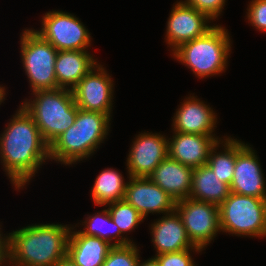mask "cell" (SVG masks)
Returning <instances> with one entry per match:
<instances>
[{
	"mask_svg": "<svg viewBox=\"0 0 266 266\" xmlns=\"http://www.w3.org/2000/svg\"><path fill=\"white\" fill-rule=\"evenodd\" d=\"M7 125L0 135L1 163L11 183L20 190L50 159V146L22 106Z\"/></svg>",
	"mask_w": 266,
	"mask_h": 266,
	"instance_id": "cell-1",
	"label": "cell"
},
{
	"mask_svg": "<svg viewBox=\"0 0 266 266\" xmlns=\"http://www.w3.org/2000/svg\"><path fill=\"white\" fill-rule=\"evenodd\" d=\"M71 227L35 224L9 233V265L55 266L67 255Z\"/></svg>",
	"mask_w": 266,
	"mask_h": 266,
	"instance_id": "cell-2",
	"label": "cell"
},
{
	"mask_svg": "<svg viewBox=\"0 0 266 266\" xmlns=\"http://www.w3.org/2000/svg\"><path fill=\"white\" fill-rule=\"evenodd\" d=\"M107 114L78 109L75 123L50 145V159L65 165L91 156L108 135Z\"/></svg>",
	"mask_w": 266,
	"mask_h": 266,
	"instance_id": "cell-3",
	"label": "cell"
},
{
	"mask_svg": "<svg viewBox=\"0 0 266 266\" xmlns=\"http://www.w3.org/2000/svg\"><path fill=\"white\" fill-rule=\"evenodd\" d=\"M34 99L22 103V107L33 118L43 139L50 146L61 134L75 123L78 107L72 90H37Z\"/></svg>",
	"mask_w": 266,
	"mask_h": 266,
	"instance_id": "cell-4",
	"label": "cell"
},
{
	"mask_svg": "<svg viewBox=\"0 0 266 266\" xmlns=\"http://www.w3.org/2000/svg\"><path fill=\"white\" fill-rule=\"evenodd\" d=\"M226 28L214 26L204 35L187 41L175 50L173 57L188 66L198 78L223 73L231 52V40Z\"/></svg>",
	"mask_w": 266,
	"mask_h": 266,
	"instance_id": "cell-5",
	"label": "cell"
},
{
	"mask_svg": "<svg viewBox=\"0 0 266 266\" xmlns=\"http://www.w3.org/2000/svg\"><path fill=\"white\" fill-rule=\"evenodd\" d=\"M222 232L237 236H266V198L231 192L219 205Z\"/></svg>",
	"mask_w": 266,
	"mask_h": 266,
	"instance_id": "cell-6",
	"label": "cell"
},
{
	"mask_svg": "<svg viewBox=\"0 0 266 266\" xmlns=\"http://www.w3.org/2000/svg\"><path fill=\"white\" fill-rule=\"evenodd\" d=\"M20 44L21 60L32 92L57 89L55 61L58 50L33 29L23 31Z\"/></svg>",
	"mask_w": 266,
	"mask_h": 266,
	"instance_id": "cell-7",
	"label": "cell"
},
{
	"mask_svg": "<svg viewBox=\"0 0 266 266\" xmlns=\"http://www.w3.org/2000/svg\"><path fill=\"white\" fill-rule=\"evenodd\" d=\"M175 210L181 216L191 242L202 250L221 231L219 206L215 204L189 197L176 202Z\"/></svg>",
	"mask_w": 266,
	"mask_h": 266,
	"instance_id": "cell-8",
	"label": "cell"
},
{
	"mask_svg": "<svg viewBox=\"0 0 266 266\" xmlns=\"http://www.w3.org/2000/svg\"><path fill=\"white\" fill-rule=\"evenodd\" d=\"M58 51L87 50L91 34L74 15L63 11L47 12L42 18L41 30H35Z\"/></svg>",
	"mask_w": 266,
	"mask_h": 266,
	"instance_id": "cell-9",
	"label": "cell"
},
{
	"mask_svg": "<svg viewBox=\"0 0 266 266\" xmlns=\"http://www.w3.org/2000/svg\"><path fill=\"white\" fill-rule=\"evenodd\" d=\"M113 82L104 67L96 64L72 89L75 104L79 109L111 117Z\"/></svg>",
	"mask_w": 266,
	"mask_h": 266,
	"instance_id": "cell-10",
	"label": "cell"
},
{
	"mask_svg": "<svg viewBox=\"0 0 266 266\" xmlns=\"http://www.w3.org/2000/svg\"><path fill=\"white\" fill-rule=\"evenodd\" d=\"M257 154L248 145L236 139V161L231 192L266 198V184Z\"/></svg>",
	"mask_w": 266,
	"mask_h": 266,
	"instance_id": "cell-11",
	"label": "cell"
},
{
	"mask_svg": "<svg viewBox=\"0 0 266 266\" xmlns=\"http://www.w3.org/2000/svg\"><path fill=\"white\" fill-rule=\"evenodd\" d=\"M167 156L168 139L164 135L138 134L126 160L128 176L148 177Z\"/></svg>",
	"mask_w": 266,
	"mask_h": 266,
	"instance_id": "cell-12",
	"label": "cell"
},
{
	"mask_svg": "<svg viewBox=\"0 0 266 266\" xmlns=\"http://www.w3.org/2000/svg\"><path fill=\"white\" fill-rule=\"evenodd\" d=\"M211 19L203 12L178 1L173 6L167 22L166 42L172 51L181 44L204 35L213 25L207 24Z\"/></svg>",
	"mask_w": 266,
	"mask_h": 266,
	"instance_id": "cell-13",
	"label": "cell"
},
{
	"mask_svg": "<svg viewBox=\"0 0 266 266\" xmlns=\"http://www.w3.org/2000/svg\"><path fill=\"white\" fill-rule=\"evenodd\" d=\"M124 200L144 218L149 213L169 214L175 211L176 201L148 177H128Z\"/></svg>",
	"mask_w": 266,
	"mask_h": 266,
	"instance_id": "cell-14",
	"label": "cell"
},
{
	"mask_svg": "<svg viewBox=\"0 0 266 266\" xmlns=\"http://www.w3.org/2000/svg\"><path fill=\"white\" fill-rule=\"evenodd\" d=\"M168 138V156L183 165L197 168L207 164L210 150L222 139L190 133H173ZM170 140V141H169Z\"/></svg>",
	"mask_w": 266,
	"mask_h": 266,
	"instance_id": "cell-15",
	"label": "cell"
},
{
	"mask_svg": "<svg viewBox=\"0 0 266 266\" xmlns=\"http://www.w3.org/2000/svg\"><path fill=\"white\" fill-rule=\"evenodd\" d=\"M152 242L158 254L194 249L201 252L188 237L181 216L175 210L151 224Z\"/></svg>",
	"mask_w": 266,
	"mask_h": 266,
	"instance_id": "cell-16",
	"label": "cell"
},
{
	"mask_svg": "<svg viewBox=\"0 0 266 266\" xmlns=\"http://www.w3.org/2000/svg\"><path fill=\"white\" fill-rule=\"evenodd\" d=\"M173 131L214 136L217 115L207 104L190 96L179 106L173 117Z\"/></svg>",
	"mask_w": 266,
	"mask_h": 266,
	"instance_id": "cell-17",
	"label": "cell"
},
{
	"mask_svg": "<svg viewBox=\"0 0 266 266\" xmlns=\"http://www.w3.org/2000/svg\"><path fill=\"white\" fill-rule=\"evenodd\" d=\"M193 170L167 156L148 178L178 202L190 197Z\"/></svg>",
	"mask_w": 266,
	"mask_h": 266,
	"instance_id": "cell-18",
	"label": "cell"
},
{
	"mask_svg": "<svg viewBox=\"0 0 266 266\" xmlns=\"http://www.w3.org/2000/svg\"><path fill=\"white\" fill-rule=\"evenodd\" d=\"M87 50L58 51L55 61L57 89L72 90L98 64Z\"/></svg>",
	"mask_w": 266,
	"mask_h": 266,
	"instance_id": "cell-19",
	"label": "cell"
},
{
	"mask_svg": "<svg viewBox=\"0 0 266 266\" xmlns=\"http://www.w3.org/2000/svg\"><path fill=\"white\" fill-rule=\"evenodd\" d=\"M74 228L70 230L67 256L78 266H102L113 245L96 236L85 235L81 230L73 231Z\"/></svg>",
	"mask_w": 266,
	"mask_h": 266,
	"instance_id": "cell-20",
	"label": "cell"
},
{
	"mask_svg": "<svg viewBox=\"0 0 266 266\" xmlns=\"http://www.w3.org/2000/svg\"><path fill=\"white\" fill-rule=\"evenodd\" d=\"M231 193L230 186L207 166L194 168L190 198L219 206Z\"/></svg>",
	"mask_w": 266,
	"mask_h": 266,
	"instance_id": "cell-21",
	"label": "cell"
},
{
	"mask_svg": "<svg viewBox=\"0 0 266 266\" xmlns=\"http://www.w3.org/2000/svg\"><path fill=\"white\" fill-rule=\"evenodd\" d=\"M126 186L127 183L119 171L107 168L96 177L91 190V197L97 206H106L123 200Z\"/></svg>",
	"mask_w": 266,
	"mask_h": 266,
	"instance_id": "cell-22",
	"label": "cell"
},
{
	"mask_svg": "<svg viewBox=\"0 0 266 266\" xmlns=\"http://www.w3.org/2000/svg\"><path fill=\"white\" fill-rule=\"evenodd\" d=\"M86 218L87 219L83 222L84 230H81L83 234L96 236L109 242L113 246L128 245L133 243V241L127 237L125 238L122 236L119 227L111 219L108 209H104L101 212L95 213V215L93 214ZM113 239L115 242L111 243Z\"/></svg>",
	"mask_w": 266,
	"mask_h": 266,
	"instance_id": "cell-23",
	"label": "cell"
},
{
	"mask_svg": "<svg viewBox=\"0 0 266 266\" xmlns=\"http://www.w3.org/2000/svg\"><path fill=\"white\" fill-rule=\"evenodd\" d=\"M224 144H222V143ZM219 144L224 146V152H216ZM216 153V154H215ZM236 161V139L225 137L224 141H219L209 153L207 166L220 178V180L230 186Z\"/></svg>",
	"mask_w": 266,
	"mask_h": 266,
	"instance_id": "cell-24",
	"label": "cell"
},
{
	"mask_svg": "<svg viewBox=\"0 0 266 266\" xmlns=\"http://www.w3.org/2000/svg\"><path fill=\"white\" fill-rule=\"evenodd\" d=\"M111 219L119 227L122 234L132 231L144 218L132 205L124 199L108 204Z\"/></svg>",
	"mask_w": 266,
	"mask_h": 266,
	"instance_id": "cell-25",
	"label": "cell"
},
{
	"mask_svg": "<svg viewBox=\"0 0 266 266\" xmlns=\"http://www.w3.org/2000/svg\"><path fill=\"white\" fill-rule=\"evenodd\" d=\"M134 243L113 246L102 266H137L139 249Z\"/></svg>",
	"mask_w": 266,
	"mask_h": 266,
	"instance_id": "cell-26",
	"label": "cell"
},
{
	"mask_svg": "<svg viewBox=\"0 0 266 266\" xmlns=\"http://www.w3.org/2000/svg\"><path fill=\"white\" fill-rule=\"evenodd\" d=\"M193 249H184L178 252L155 255L159 266H191L194 263L190 252Z\"/></svg>",
	"mask_w": 266,
	"mask_h": 266,
	"instance_id": "cell-27",
	"label": "cell"
},
{
	"mask_svg": "<svg viewBox=\"0 0 266 266\" xmlns=\"http://www.w3.org/2000/svg\"><path fill=\"white\" fill-rule=\"evenodd\" d=\"M247 9V18L252 26L266 32V0H252Z\"/></svg>",
	"mask_w": 266,
	"mask_h": 266,
	"instance_id": "cell-28",
	"label": "cell"
},
{
	"mask_svg": "<svg viewBox=\"0 0 266 266\" xmlns=\"http://www.w3.org/2000/svg\"><path fill=\"white\" fill-rule=\"evenodd\" d=\"M226 0H185L196 10L205 13L212 21L218 18L224 9Z\"/></svg>",
	"mask_w": 266,
	"mask_h": 266,
	"instance_id": "cell-29",
	"label": "cell"
},
{
	"mask_svg": "<svg viewBox=\"0 0 266 266\" xmlns=\"http://www.w3.org/2000/svg\"><path fill=\"white\" fill-rule=\"evenodd\" d=\"M6 262H9V235L3 236L0 231V266Z\"/></svg>",
	"mask_w": 266,
	"mask_h": 266,
	"instance_id": "cell-30",
	"label": "cell"
},
{
	"mask_svg": "<svg viewBox=\"0 0 266 266\" xmlns=\"http://www.w3.org/2000/svg\"><path fill=\"white\" fill-rule=\"evenodd\" d=\"M55 266H78L76 265L73 260L68 257L67 255L62 258Z\"/></svg>",
	"mask_w": 266,
	"mask_h": 266,
	"instance_id": "cell-31",
	"label": "cell"
},
{
	"mask_svg": "<svg viewBox=\"0 0 266 266\" xmlns=\"http://www.w3.org/2000/svg\"><path fill=\"white\" fill-rule=\"evenodd\" d=\"M140 262L141 261L139 259L137 266H159L158 261L154 257L146 260L145 262Z\"/></svg>",
	"mask_w": 266,
	"mask_h": 266,
	"instance_id": "cell-32",
	"label": "cell"
},
{
	"mask_svg": "<svg viewBox=\"0 0 266 266\" xmlns=\"http://www.w3.org/2000/svg\"><path fill=\"white\" fill-rule=\"evenodd\" d=\"M5 87L0 86V104L5 100Z\"/></svg>",
	"mask_w": 266,
	"mask_h": 266,
	"instance_id": "cell-33",
	"label": "cell"
}]
</instances>
